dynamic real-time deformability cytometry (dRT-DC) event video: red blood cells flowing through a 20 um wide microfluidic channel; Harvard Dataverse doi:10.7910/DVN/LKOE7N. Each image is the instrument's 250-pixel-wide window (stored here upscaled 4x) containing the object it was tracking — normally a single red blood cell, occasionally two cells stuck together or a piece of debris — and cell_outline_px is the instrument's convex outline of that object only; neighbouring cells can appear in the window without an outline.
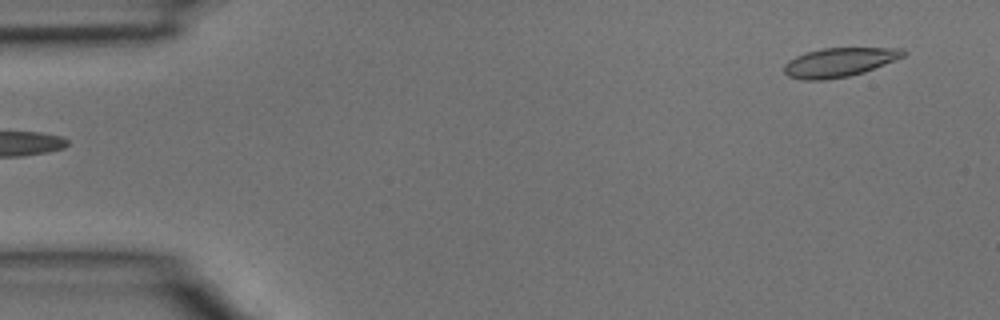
{"species": "common noctule bat (a hibernating species)", "species_latin": "Nyctalus noctula", "temperature_condition": "room temperature", "stored_images_in_passage": 3, "segment_of_instrument_passage": [2, 2], "camera_frame_rate_fps": 3000, "um_per_image_px": 0.085, "animal": {"sex": "male", "body_mass_g": 15.6}, "frame": {"image": 1, "passage_image": 3, "time_ms": 0.667, "image_size_px": [1000, 320], "cell_outline_px": [[908, 52], [904, 56], [864, 72], [848, 76], [824, 80], [800, 80], [788, 76], [784, 72], [784, 64], [788, 60], [796, 56], [808, 52], [824, 48], [904, 48]], "centroid_in_image_um": [71.32, 5.3], "position_along_channel_um": 13.7, "area_um2": 20.11}}